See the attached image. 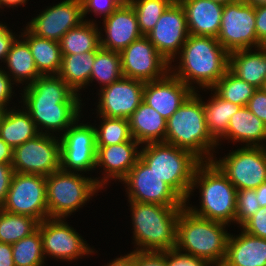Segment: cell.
I'll return each mask as SVG.
<instances>
[{
	"label": "cell",
	"mask_w": 266,
	"mask_h": 266,
	"mask_svg": "<svg viewBox=\"0 0 266 266\" xmlns=\"http://www.w3.org/2000/svg\"><path fill=\"white\" fill-rule=\"evenodd\" d=\"M23 104L39 133L40 125L52 132H64L79 118L80 95L75 93L59 75H41L24 87ZM66 129V130H65Z\"/></svg>",
	"instance_id": "1"
},
{
	"label": "cell",
	"mask_w": 266,
	"mask_h": 266,
	"mask_svg": "<svg viewBox=\"0 0 266 266\" xmlns=\"http://www.w3.org/2000/svg\"><path fill=\"white\" fill-rule=\"evenodd\" d=\"M172 74L195 91L192 83L211 89L229 70V53L217 38L189 34Z\"/></svg>",
	"instance_id": "2"
},
{
	"label": "cell",
	"mask_w": 266,
	"mask_h": 266,
	"mask_svg": "<svg viewBox=\"0 0 266 266\" xmlns=\"http://www.w3.org/2000/svg\"><path fill=\"white\" fill-rule=\"evenodd\" d=\"M227 224L204 219L184 207L177 221L175 251L206 261L210 266H222L230 234ZM185 250V253L181 251Z\"/></svg>",
	"instance_id": "3"
},
{
	"label": "cell",
	"mask_w": 266,
	"mask_h": 266,
	"mask_svg": "<svg viewBox=\"0 0 266 266\" xmlns=\"http://www.w3.org/2000/svg\"><path fill=\"white\" fill-rule=\"evenodd\" d=\"M165 143L188 150L201 161H212L211 150L218 142L209 133L203 101L197 91L166 121Z\"/></svg>",
	"instance_id": "4"
},
{
	"label": "cell",
	"mask_w": 266,
	"mask_h": 266,
	"mask_svg": "<svg viewBox=\"0 0 266 266\" xmlns=\"http://www.w3.org/2000/svg\"><path fill=\"white\" fill-rule=\"evenodd\" d=\"M129 202L132 212L133 236L138 245L136 251L169 252L174 250L177 221L180 211L185 206Z\"/></svg>",
	"instance_id": "5"
},
{
	"label": "cell",
	"mask_w": 266,
	"mask_h": 266,
	"mask_svg": "<svg viewBox=\"0 0 266 266\" xmlns=\"http://www.w3.org/2000/svg\"><path fill=\"white\" fill-rule=\"evenodd\" d=\"M197 185L201 187V208L198 210L186 203L185 207L192 214L204 219L227 225L234 222L237 189L212 161H202L197 166L188 198Z\"/></svg>",
	"instance_id": "6"
},
{
	"label": "cell",
	"mask_w": 266,
	"mask_h": 266,
	"mask_svg": "<svg viewBox=\"0 0 266 266\" xmlns=\"http://www.w3.org/2000/svg\"><path fill=\"white\" fill-rule=\"evenodd\" d=\"M144 147L139 158L187 203L194 172L202 161L192 152L164 142Z\"/></svg>",
	"instance_id": "7"
},
{
	"label": "cell",
	"mask_w": 266,
	"mask_h": 266,
	"mask_svg": "<svg viewBox=\"0 0 266 266\" xmlns=\"http://www.w3.org/2000/svg\"><path fill=\"white\" fill-rule=\"evenodd\" d=\"M100 189V180L58 170L46 177L48 218H65Z\"/></svg>",
	"instance_id": "8"
},
{
	"label": "cell",
	"mask_w": 266,
	"mask_h": 266,
	"mask_svg": "<svg viewBox=\"0 0 266 266\" xmlns=\"http://www.w3.org/2000/svg\"><path fill=\"white\" fill-rule=\"evenodd\" d=\"M1 209L12 214L31 216L39 222L47 219L46 177L15 172Z\"/></svg>",
	"instance_id": "9"
},
{
	"label": "cell",
	"mask_w": 266,
	"mask_h": 266,
	"mask_svg": "<svg viewBox=\"0 0 266 266\" xmlns=\"http://www.w3.org/2000/svg\"><path fill=\"white\" fill-rule=\"evenodd\" d=\"M212 162L237 190L256 189L266 182V147L245 146Z\"/></svg>",
	"instance_id": "10"
},
{
	"label": "cell",
	"mask_w": 266,
	"mask_h": 266,
	"mask_svg": "<svg viewBox=\"0 0 266 266\" xmlns=\"http://www.w3.org/2000/svg\"><path fill=\"white\" fill-rule=\"evenodd\" d=\"M45 132L13 149L11 165L15 172L47 177L61 169L60 140Z\"/></svg>",
	"instance_id": "11"
},
{
	"label": "cell",
	"mask_w": 266,
	"mask_h": 266,
	"mask_svg": "<svg viewBox=\"0 0 266 266\" xmlns=\"http://www.w3.org/2000/svg\"><path fill=\"white\" fill-rule=\"evenodd\" d=\"M217 40L228 53L262 47L256 36L255 7L243 2L224 5Z\"/></svg>",
	"instance_id": "12"
},
{
	"label": "cell",
	"mask_w": 266,
	"mask_h": 266,
	"mask_svg": "<svg viewBox=\"0 0 266 266\" xmlns=\"http://www.w3.org/2000/svg\"><path fill=\"white\" fill-rule=\"evenodd\" d=\"M119 53L123 77L150 82L164 78L174 69L144 35Z\"/></svg>",
	"instance_id": "13"
},
{
	"label": "cell",
	"mask_w": 266,
	"mask_h": 266,
	"mask_svg": "<svg viewBox=\"0 0 266 266\" xmlns=\"http://www.w3.org/2000/svg\"><path fill=\"white\" fill-rule=\"evenodd\" d=\"M76 121L60 137L61 170L92 171L96 168L95 129L92 125H78L79 120Z\"/></svg>",
	"instance_id": "14"
},
{
	"label": "cell",
	"mask_w": 266,
	"mask_h": 266,
	"mask_svg": "<svg viewBox=\"0 0 266 266\" xmlns=\"http://www.w3.org/2000/svg\"><path fill=\"white\" fill-rule=\"evenodd\" d=\"M123 181L128 187L126 189L129 201L163 206H185V201L140 158Z\"/></svg>",
	"instance_id": "15"
},
{
	"label": "cell",
	"mask_w": 266,
	"mask_h": 266,
	"mask_svg": "<svg viewBox=\"0 0 266 266\" xmlns=\"http://www.w3.org/2000/svg\"><path fill=\"white\" fill-rule=\"evenodd\" d=\"M156 50L172 64L189 36L186 13L175 0L160 16L155 27L146 35Z\"/></svg>",
	"instance_id": "16"
},
{
	"label": "cell",
	"mask_w": 266,
	"mask_h": 266,
	"mask_svg": "<svg viewBox=\"0 0 266 266\" xmlns=\"http://www.w3.org/2000/svg\"><path fill=\"white\" fill-rule=\"evenodd\" d=\"M63 220L47 218L39 223L44 255L71 261L93 253L80 234Z\"/></svg>",
	"instance_id": "17"
},
{
	"label": "cell",
	"mask_w": 266,
	"mask_h": 266,
	"mask_svg": "<svg viewBox=\"0 0 266 266\" xmlns=\"http://www.w3.org/2000/svg\"><path fill=\"white\" fill-rule=\"evenodd\" d=\"M84 20L81 0H64L47 7L33 18L26 28L34 35L59 42L69 30L80 25Z\"/></svg>",
	"instance_id": "18"
},
{
	"label": "cell",
	"mask_w": 266,
	"mask_h": 266,
	"mask_svg": "<svg viewBox=\"0 0 266 266\" xmlns=\"http://www.w3.org/2000/svg\"><path fill=\"white\" fill-rule=\"evenodd\" d=\"M144 84L140 80L122 77L101 87L98 114L107 118L129 119L143 101Z\"/></svg>",
	"instance_id": "19"
},
{
	"label": "cell",
	"mask_w": 266,
	"mask_h": 266,
	"mask_svg": "<svg viewBox=\"0 0 266 266\" xmlns=\"http://www.w3.org/2000/svg\"><path fill=\"white\" fill-rule=\"evenodd\" d=\"M193 92V89L169 72L164 78L145 82L143 101L168 120Z\"/></svg>",
	"instance_id": "20"
},
{
	"label": "cell",
	"mask_w": 266,
	"mask_h": 266,
	"mask_svg": "<svg viewBox=\"0 0 266 266\" xmlns=\"http://www.w3.org/2000/svg\"><path fill=\"white\" fill-rule=\"evenodd\" d=\"M103 22L106 38L100 35L101 48L120 52L143 36L136 13L128 2L103 18Z\"/></svg>",
	"instance_id": "21"
},
{
	"label": "cell",
	"mask_w": 266,
	"mask_h": 266,
	"mask_svg": "<svg viewBox=\"0 0 266 266\" xmlns=\"http://www.w3.org/2000/svg\"><path fill=\"white\" fill-rule=\"evenodd\" d=\"M139 145L140 143L132 138L124 143L96 146V167L103 166L106 172L104 179L100 181V188H104L109 178L122 181L127 176L139 159Z\"/></svg>",
	"instance_id": "22"
},
{
	"label": "cell",
	"mask_w": 266,
	"mask_h": 266,
	"mask_svg": "<svg viewBox=\"0 0 266 266\" xmlns=\"http://www.w3.org/2000/svg\"><path fill=\"white\" fill-rule=\"evenodd\" d=\"M186 13L189 34L217 38L224 6L212 0H178Z\"/></svg>",
	"instance_id": "23"
},
{
	"label": "cell",
	"mask_w": 266,
	"mask_h": 266,
	"mask_svg": "<svg viewBox=\"0 0 266 266\" xmlns=\"http://www.w3.org/2000/svg\"><path fill=\"white\" fill-rule=\"evenodd\" d=\"M228 239L226 258L222 266H266V239L241 231Z\"/></svg>",
	"instance_id": "24"
},
{
	"label": "cell",
	"mask_w": 266,
	"mask_h": 266,
	"mask_svg": "<svg viewBox=\"0 0 266 266\" xmlns=\"http://www.w3.org/2000/svg\"><path fill=\"white\" fill-rule=\"evenodd\" d=\"M129 120L130 133L140 144L165 143L166 119L142 101Z\"/></svg>",
	"instance_id": "25"
},
{
	"label": "cell",
	"mask_w": 266,
	"mask_h": 266,
	"mask_svg": "<svg viewBox=\"0 0 266 266\" xmlns=\"http://www.w3.org/2000/svg\"><path fill=\"white\" fill-rule=\"evenodd\" d=\"M221 138H230L232 142H245V146L266 147L262 144L266 140V124L247 106H242L232 115L227 132Z\"/></svg>",
	"instance_id": "26"
},
{
	"label": "cell",
	"mask_w": 266,
	"mask_h": 266,
	"mask_svg": "<svg viewBox=\"0 0 266 266\" xmlns=\"http://www.w3.org/2000/svg\"><path fill=\"white\" fill-rule=\"evenodd\" d=\"M256 50L259 51L245 49L229 53V70L258 89L263 88L266 80V47Z\"/></svg>",
	"instance_id": "27"
},
{
	"label": "cell",
	"mask_w": 266,
	"mask_h": 266,
	"mask_svg": "<svg viewBox=\"0 0 266 266\" xmlns=\"http://www.w3.org/2000/svg\"><path fill=\"white\" fill-rule=\"evenodd\" d=\"M28 43L38 72L41 75H58L62 64L59 42L32 34L27 28L21 37Z\"/></svg>",
	"instance_id": "28"
},
{
	"label": "cell",
	"mask_w": 266,
	"mask_h": 266,
	"mask_svg": "<svg viewBox=\"0 0 266 266\" xmlns=\"http://www.w3.org/2000/svg\"><path fill=\"white\" fill-rule=\"evenodd\" d=\"M35 122L29 113L18 110H7L0 124V138L12 149L39 135Z\"/></svg>",
	"instance_id": "29"
},
{
	"label": "cell",
	"mask_w": 266,
	"mask_h": 266,
	"mask_svg": "<svg viewBox=\"0 0 266 266\" xmlns=\"http://www.w3.org/2000/svg\"><path fill=\"white\" fill-rule=\"evenodd\" d=\"M96 51L79 54H62L59 76L77 93L90 83Z\"/></svg>",
	"instance_id": "30"
},
{
	"label": "cell",
	"mask_w": 266,
	"mask_h": 266,
	"mask_svg": "<svg viewBox=\"0 0 266 266\" xmlns=\"http://www.w3.org/2000/svg\"><path fill=\"white\" fill-rule=\"evenodd\" d=\"M10 70L9 76H13L14 82L23 83L24 80L32 84L41 74L38 72L33 55L31 53L28 43L23 39L15 40L9 53L5 59V62ZM23 81V82H22Z\"/></svg>",
	"instance_id": "31"
},
{
	"label": "cell",
	"mask_w": 266,
	"mask_h": 266,
	"mask_svg": "<svg viewBox=\"0 0 266 266\" xmlns=\"http://www.w3.org/2000/svg\"><path fill=\"white\" fill-rule=\"evenodd\" d=\"M95 22L85 21L72 28L59 41L62 54L96 51L100 47V31Z\"/></svg>",
	"instance_id": "32"
},
{
	"label": "cell",
	"mask_w": 266,
	"mask_h": 266,
	"mask_svg": "<svg viewBox=\"0 0 266 266\" xmlns=\"http://www.w3.org/2000/svg\"><path fill=\"white\" fill-rule=\"evenodd\" d=\"M207 128L211 136L219 142L227 132V127L232 115L238 111L241 106L233 104L230 101L219 97L215 92L211 101L205 104L203 102Z\"/></svg>",
	"instance_id": "33"
},
{
	"label": "cell",
	"mask_w": 266,
	"mask_h": 266,
	"mask_svg": "<svg viewBox=\"0 0 266 266\" xmlns=\"http://www.w3.org/2000/svg\"><path fill=\"white\" fill-rule=\"evenodd\" d=\"M39 223L31 216L12 214L0 208V242L12 245L35 232Z\"/></svg>",
	"instance_id": "34"
},
{
	"label": "cell",
	"mask_w": 266,
	"mask_h": 266,
	"mask_svg": "<svg viewBox=\"0 0 266 266\" xmlns=\"http://www.w3.org/2000/svg\"><path fill=\"white\" fill-rule=\"evenodd\" d=\"M122 77L120 53L99 47L96 50L90 81L95 79L106 87Z\"/></svg>",
	"instance_id": "35"
},
{
	"label": "cell",
	"mask_w": 266,
	"mask_h": 266,
	"mask_svg": "<svg viewBox=\"0 0 266 266\" xmlns=\"http://www.w3.org/2000/svg\"><path fill=\"white\" fill-rule=\"evenodd\" d=\"M211 89L222 99L242 107L247 106L257 88L228 70Z\"/></svg>",
	"instance_id": "36"
},
{
	"label": "cell",
	"mask_w": 266,
	"mask_h": 266,
	"mask_svg": "<svg viewBox=\"0 0 266 266\" xmlns=\"http://www.w3.org/2000/svg\"><path fill=\"white\" fill-rule=\"evenodd\" d=\"M15 266H42L44 258L40 230L22 238L12 245Z\"/></svg>",
	"instance_id": "37"
},
{
	"label": "cell",
	"mask_w": 266,
	"mask_h": 266,
	"mask_svg": "<svg viewBox=\"0 0 266 266\" xmlns=\"http://www.w3.org/2000/svg\"><path fill=\"white\" fill-rule=\"evenodd\" d=\"M175 0H128L133 7L140 32L146 36L156 25L160 16Z\"/></svg>",
	"instance_id": "38"
},
{
	"label": "cell",
	"mask_w": 266,
	"mask_h": 266,
	"mask_svg": "<svg viewBox=\"0 0 266 266\" xmlns=\"http://www.w3.org/2000/svg\"><path fill=\"white\" fill-rule=\"evenodd\" d=\"M100 117L103 120L101 126L99 128L94 126L96 146H109L132 139L128 119Z\"/></svg>",
	"instance_id": "39"
},
{
	"label": "cell",
	"mask_w": 266,
	"mask_h": 266,
	"mask_svg": "<svg viewBox=\"0 0 266 266\" xmlns=\"http://www.w3.org/2000/svg\"><path fill=\"white\" fill-rule=\"evenodd\" d=\"M259 208L255 189L237 190L236 215L234 218L237 224L242 226Z\"/></svg>",
	"instance_id": "40"
},
{
	"label": "cell",
	"mask_w": 266,
	"mask_h": 266,
	"mask_svg": "<svg viewBox=\"0 0 266 266\" xmlns=\"http://www.w3.org/2000/svg\"><path fill=\"white\" fill-rule=\"evenodd\" d=\"M83 4V16L88 12L109 16L116 8L125 5L128 0H81Z\"/></svg>",
	"instance_id": "41"
},
{
	"label": "cell",
	"mask_w": 266,
	"mask_h": 266,
	"mask_svg": "<svg viewBox=\"0 0 266 266\" xmlns=\"http://www.w3.org/2000/svg\"><path fill=\"white\" fill-rule=\"evenodd\" d=\"M241 227L252 236L266 239V207H260Z\"/></svg>",
	"instance_id": "42"
},
{
	"label": "cell",
	"mask_w": 266,
	"mask_h": 266,
	"mask_svg": "<svg viewBox=\"0 0 266 266\" xmlns=\"http://www.w3.org/2000/svg\"><path fill=\"white\" fill-rule=\"evenodd\" d=\"M136 266H168V252L136 251Z\"/></svg>",
	"instance_id": "43"
},
{
	"label": "cell",
	"mask_w": 266,
	"mask_h": 266,
	"mask_svg": "<svg viewBox=\"0 0 266 266\" xmlns=\"http://www.w3.org/2000/svg\"><path fill=\"white\" fill-rule=\"evenodd\" d=\"M248 109L266 124V92L258 88L247 104Z\"/></svg>",
	"instance_id": "44"
},
{
	"label": "cell",
	"mask_w": 266,
	"mask_h": 266,
	"mask_svg": "<svg viewBox=\"0 0 266 266\" xmlns=\"http://www.w3.org/2000/svg\"><path fill=\"white\" fill-rule=\"evenodd\" d=\"M14 173L11 164H0V208L6 201Z\"/></svg>",
	"instance_id": "45"
},
{
	"label": "cell",
	"mask_w": 266,
	"mask_h": 266,
	"mask_svg": "<svg viewBox=\"0 0 266 266\" xmlns=\"http://www.w3.org/2000/svg\"><path fill=\"white\" fill-rule=\"evenodd\" d=\"M168 266H210L206 261L178 253L168 252Z\"/></svg>",
	"instance_id": "46"
},
{
	"label": "cell",
	"mask_w": 266,
	"mask_h": 266,
	"mask_svg": "<svg viewBox=\"0 0 266 266\" xmlns=\"http://www.w3.org/2000/svg\"><path fill=\"white\" fill-rule=\"evenodd\" d=\"M11 77L7 74V72L4 70H1L0 68V107L7 109V104L9 103V99L12 97V85L15 83H12Z\"/></svg>",
	"instance_id": "47"
},
{
	"label": "cell",
	"mask_w": 266,
	"mask_h": 266,
	"mask_svg": "<svg viewBox=\"0 0 266 266\" xmlns=\"http://www.w3.org/2000/svg\"><path fill=\"white\" fill-rule=\"evenodd\" d=\"M255 27L258 41L266 46V5L255 7Z\"/></svg>",
	"instance_id": "48"
},
{
	"label": "cell",
	"mask_w": 266,
	"mask_h": 266,
	"mask_svg": "<svg viewBox=\"0 0 266 266\" xmlns=\"http://www.w3.org/2000/svg\"><path fill=\"white\" fill-rule=\"evenodd\" d=\"M16 40V37L6 25L0 23V59L1 61L6 59L12 43Z\"/></svg>",
	"instance_id": "49"
},
{
	"label": "cell",
	"mask_w": 266,
	"mask_h": 266,
	"mask_svg": "<svg viewBox=\"0 0 266 266\" xmlns=\"http://www.w3.org/2000/svg\"><path fill=\"white\" fill-rule=\"evenodd\" d=\"M0 266H15L12 246L3 242H0Z\"/></svg>",
	"instance_id": "50"
},
{
	"label": "cell",
	"mask_w": 266,
	"mask_h": 266,
	"mask_svg": "<svg viewBox=\"0 0 266 266\" xmlns=\"http://www.w3.org/2000/svg\"><path fill=\"white\" fill-rule=\"evenodd\" d=\"M13 149L0 138V164H11Z\"/></svg>",
	"instance_id": "51"
},
{
	"label": "cell",
	"mask_w": 266,
	"mask_h": 266,
	"mask_svg": "<svg viewBox=\"0 0 266 266\" xmlns=\"http://www.w3.org/2000/svg\"><path fill=\"white\" fill-rule=\"evenodd\" d=\"M107 266H136L135 250L128 255L114 259V261H111Z\"/></svg>",
	"instance_id": "52"
},
{
	"label": "cell",
	"mask_w": 266,
	"mask_h": 266,
	"mask_svg": "<svg viewBox=\"0 0 266 266\" xmlns=\"http://www.w3.org/2000/svg\"><path fill=\"white\" fill-rule=\"evenodd\" d=\"M255 191L259 206L266 207V182H263Z\"/></svg>",
	"instance_id": "53"
},
{
	"label": "cell",
	"mask_w": 266,
	"mask_h": 266,
	"mask_svg": "<svg viewBox=\"0 0 266 266\" xmlns=\"http://www.w3.org/2000/svg\"><path fill=\"white\" fill-rule=\"evenodd\" d=\"M27 0H0V8L2 5H6L7 7H12L17 5H24Z\"/></svg>",
	"instance_id": "54"
},
{
	"label": "cell",
	"mask_w": 266,
	"mask_h": 266,
	"mask_svg": "<svg viewBox=\"0 0 266 266\" xmlns=\"http://www.w3.org/2000/svg\"><path fill=\"white\" fill-rule=\"evenodd\" d=\"M246 3L251 6L258 7L261 5H266V0H246Z\"/></svg>",
	"instance_id": "55"
},
{
	"label": "cell",
	"mask_w": 266,
	"mask_h": 266,
	"mask_svg": "<svg viewBox=\"0 0 266 266\" xmlns=\"http://www.w3.org/2000/svg\"><path fill=\"white\" fill-rule=\"evenodd\" d=\"M212 1L222 4L223 6L226 5L227 3H231V0H212Z\"/></svg>",
	"instance_id": "56"
},
{
	"label": "cell",
	"mask_w": 266,
	"mask_h": 266,
	"mask_svg": "<svg viewBox=\"0 0 266 266\" xmlns=\"http://www.w3.org/2000/svg\"><path fill=\"white\" fill-rule=\"evenodd\" d=\"M5 112H6V109L0 107V124H1V121H2V118L5 114Z\"/></svg>",
	"instance_id": "57"
},
{
	"label": "cell",
	"mask_w": 266,
	"mask_h": 266,
	"mask_svg": "<svg viewBox=\"0 0 266 266\" xmlns=\"http://www.w3.org/2000/svg\"><path fill=\"white\" fill-rule=\"evenodd\" d=\"M231 2H243V3H246V0H231Z\"/></svg>",
	"instance_id": "58"
},
{
	"label": "cell",
	"mask_w": 266,
	"mask_h": 266,
	"mask_svg": "<svg viewBox=\"0 0 266 266\" xmlns=\"http://www.w3.org/2000/svg\"><path fill=\"white\" fill-rule=\"evenodd\" d=\"M263 90L266 92V80H265V83H264V86H263Z\"/></svg>",
	"instance_id": "59"
}]
</instances>
